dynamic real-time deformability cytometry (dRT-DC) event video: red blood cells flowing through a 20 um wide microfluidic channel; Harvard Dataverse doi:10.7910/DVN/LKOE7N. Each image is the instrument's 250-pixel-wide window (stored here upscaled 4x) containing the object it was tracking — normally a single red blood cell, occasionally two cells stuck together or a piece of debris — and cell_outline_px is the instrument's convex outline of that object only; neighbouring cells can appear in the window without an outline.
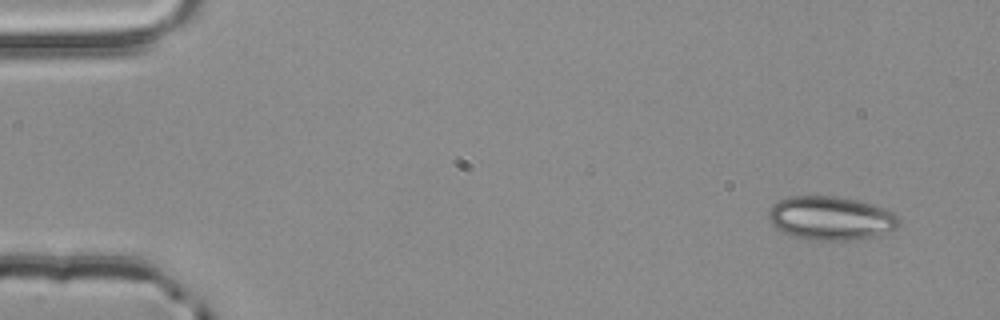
{"species": "common noctule bat (a hibernating species)", "species_latin": "Nyctalus noctula", "temperature_condition": "room temperature", "stored_images_in_passage": 14, "camera_frame_rate_fps": 3000, "um_per_image_px": 0.085, "animal": {"sex": "male", "body_mass_g": 20.4}, "frame": {"image": 1, "passage_image": 3, "time_ms": 0.667, "image_size_px": [1000, 320], "cell_outline_px": [[900, 224], [896, 228], [876, 236], [844, 240], [812, 240], [796, 236], [784, 232], [776, 228], [772, 224], [768, 216], [768, 212], [780, 200], [788, 196], [836, 196], [856, 200], [884, 208], [892, 212], [900, 220]], "centroid_in_image_um": [70.62, 18.54], "position_along_channel_um": 14.4, "area_um2": 32.77}}